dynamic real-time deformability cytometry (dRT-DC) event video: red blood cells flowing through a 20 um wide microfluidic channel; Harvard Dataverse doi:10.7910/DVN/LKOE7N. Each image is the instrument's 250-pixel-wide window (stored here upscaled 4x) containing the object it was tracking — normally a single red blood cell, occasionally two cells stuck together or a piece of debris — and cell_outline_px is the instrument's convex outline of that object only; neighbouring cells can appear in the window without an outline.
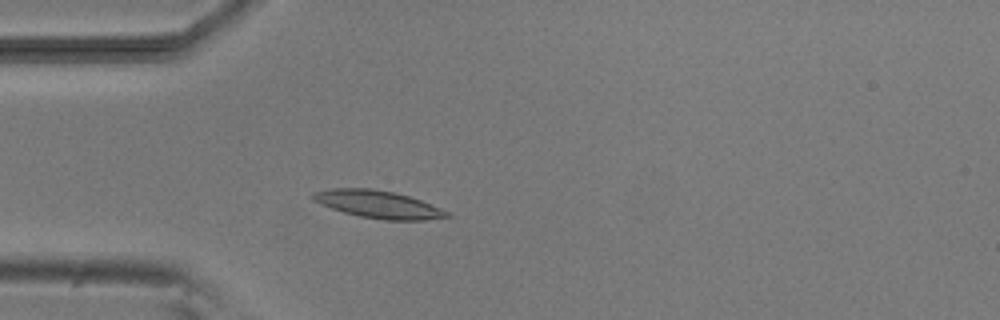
{"species": "common noctule bat (a hibernating species)", "species_latin": "Nyctalus noctula", "temperature_condition": "room temperature", "stored_images_in_passage": 2, "camera_frame_rate_fps": 3000, "um_per_image_px": 0.085, "animal": {"sex": "male", "body_mass_g": 20.5, "forearm_length_mm": 52.5}, "frame": {"image": 1, "passage_image": 2, "time_ms": 1.333, "image_size_px": [1000, 320], "cell_outline_px": [[452, 216], [428, 220], [384, 220], [360, 216], [344, 212], [320, 204], [312, 200], [308, 196], [312, 192], [328, 188], [372, 188], [396, 192], [420, 200], [440, 208], [448, 212]], "centroid_in_image_um": [32.09, 17.35], "position_along_channel_um": 52.9, "area_um2": 21.68}}